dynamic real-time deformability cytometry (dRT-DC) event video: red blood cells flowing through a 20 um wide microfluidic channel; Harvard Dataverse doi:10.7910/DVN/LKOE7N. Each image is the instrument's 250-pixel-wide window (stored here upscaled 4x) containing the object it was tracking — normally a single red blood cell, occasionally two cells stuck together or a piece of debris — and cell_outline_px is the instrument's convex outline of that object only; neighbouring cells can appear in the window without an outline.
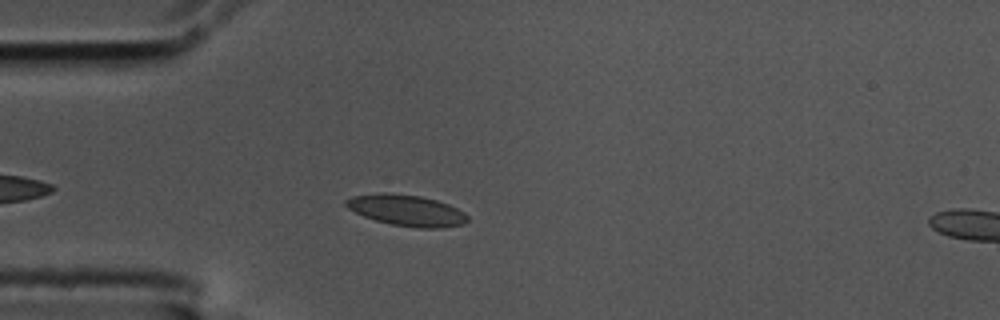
{"species": "common noctule bat (a hibernating species)", "species_latin": "Nyctalus noctula", "temperature_condition": "cold", "stored_images_in_passage": 36, "camera_frame_rate_fps": 3000, "um_per_image_px": 0.085, "animal": {"sex": "male", "body_mass_g": 17.5, "forearm_length_mm": 52.3}, "frame": {"image": 1, "passage_image": 6, "time_ms": 1.667, "image_size_px": [1000, 320], "cell_outline_px": [[468, 220], [464, 224], [444, 228], [420, 228], [392, 224], [376, 220], [364, 216], [348, 208], [344, 204], [344, 200], [352, 196], [380, 192], [388, 192], [420, 196], [436, 200], [448, 204], [464, 212], [468, 216]], "centroid_in_image_um": [34.56, 17.87], "position_along_channel_um": 50.4, "area_um2": 22.08}}
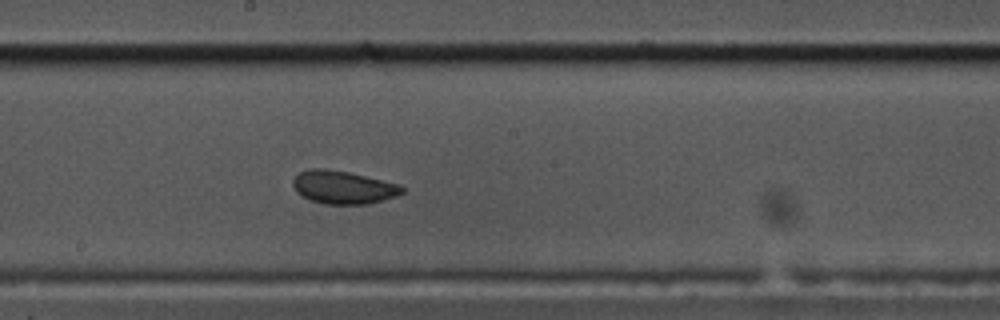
{"frame": {"image": 2, "passage_image": 21, "time_ms": 6.667, "image_size_px": [1000, 320], "cell_outline_px": [[404, 192], [396, 196], [368, 204], [324, 204], [312, 200], [296, 192], [292, 184], [292, 180], [300, 172], [308, 168], [324, 168], [348, 172], [400, 184], [404, 188]], "centroid_in_image_um": [29.17, 15.91], "position_along_channel_um": 219.0, "area_um2": 20.98}}
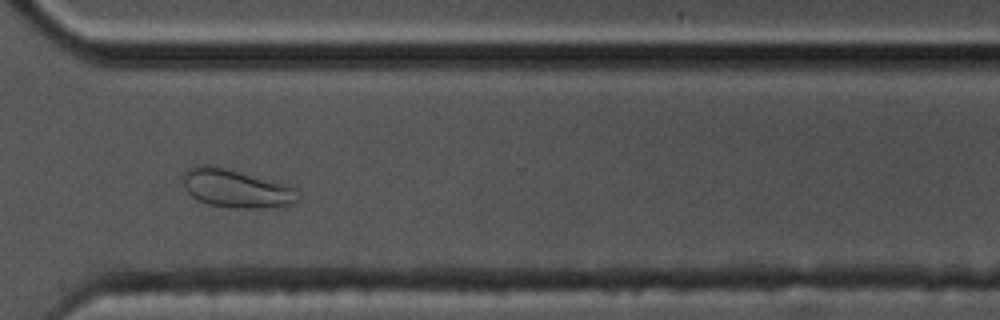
{"frame": {"image": 3, "passage_image": 32, "time_ms": 10.333, "image_size_px": [1000, 320], "cell_outline_px": [[300, 200], [292, 204], [256, 208], [236, 208], [208, 204], [192, 196], [188, 192], [184, 184], [184, 172], [188, 168], [200, 164], [208, 164], [228, 168], [284, 184], [292, 188]], "centroid_in_image_um": [20.02, 16.0], "position_along_channel_um": 350.6, "area_um2": 25.2}, "authors_computed_cell_mechanics": {"area_um2": 21.0103, "velocity_mm_per_s": 3.5789, "shape_relaxation_time_tau1_ms": 9.2559, "shape_relaxation_time_tau2_ms": 1.0563, "deformation_change_tau1": 0.1328, "deformation_change_tau2": 0.0502}}